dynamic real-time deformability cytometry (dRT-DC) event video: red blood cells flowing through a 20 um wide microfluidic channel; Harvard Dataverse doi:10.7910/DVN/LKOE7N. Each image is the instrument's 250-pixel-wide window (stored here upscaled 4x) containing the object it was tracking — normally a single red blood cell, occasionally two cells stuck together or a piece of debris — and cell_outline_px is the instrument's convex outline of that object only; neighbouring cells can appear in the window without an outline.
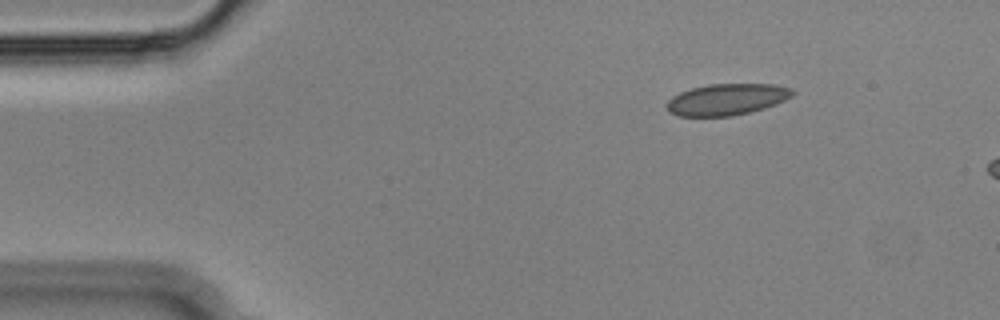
{"species": "Egyptian fruit bat (a non-hibernating species)", "species_latin": "Rousettus aegyptiacus", "temperature_condition": "cold", "stored_images_in_passage": 6, "camera_frame_rate_fps": 3000, "um_per_image_px": 0.085, "animal": {"sex": "male"}, "frame": {"image": 1, "passage_image": 1, "time_ms": 0.0, "image_size_px": [1000, 320], "cell_outline_px": [[796, 92], [792, 96], [776, 104], [764, 108], [732, 116], [676, 116], [668, 112], [664, 104], [672, 96], [680, 92], [692, 88], [708, 84], [776, 84], [792, 88]], "centroid_in_image_um": [61.75, 8.45], "position_along_channel_um": 23.2, "area_um2": 23.24}}